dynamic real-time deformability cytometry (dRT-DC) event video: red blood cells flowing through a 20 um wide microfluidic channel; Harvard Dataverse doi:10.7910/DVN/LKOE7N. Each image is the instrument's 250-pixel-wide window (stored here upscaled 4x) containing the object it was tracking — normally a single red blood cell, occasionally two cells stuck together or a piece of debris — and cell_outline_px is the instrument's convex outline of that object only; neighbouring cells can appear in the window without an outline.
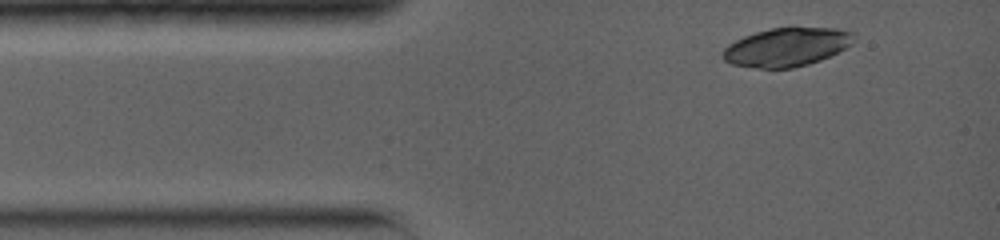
{"species": "common noctule bat (a hibernating species)", "species_latin": "Nyctalus noctula", "temperature_condition": "warm", "stored_images_in_passage": 2, "camera_frame_rate_fps": 5000, "um_per_image_px": 0.085, "animal": {"sex": "female", "body_mass_g": 19.0, "forearm_length_mm": 56.7}, "frame": {"image": 1, "passage_image": 1, "time_ms": 0.0, "image_size_px": [1000, 240], "cell_outline_px": [[856, 40], [852, 44], [820, 60], [808, 64], [792, 68], [760, 68], [732, 64], [724, 60], [724, 48], [728, 44], [744, 36], [756, 32], [772, 28], [836, 28], [852, 32]], "centroid_in_image_um": [66.88, 4.0], "position_along_channel_um": 18.1, "area_um2": 29.07}}